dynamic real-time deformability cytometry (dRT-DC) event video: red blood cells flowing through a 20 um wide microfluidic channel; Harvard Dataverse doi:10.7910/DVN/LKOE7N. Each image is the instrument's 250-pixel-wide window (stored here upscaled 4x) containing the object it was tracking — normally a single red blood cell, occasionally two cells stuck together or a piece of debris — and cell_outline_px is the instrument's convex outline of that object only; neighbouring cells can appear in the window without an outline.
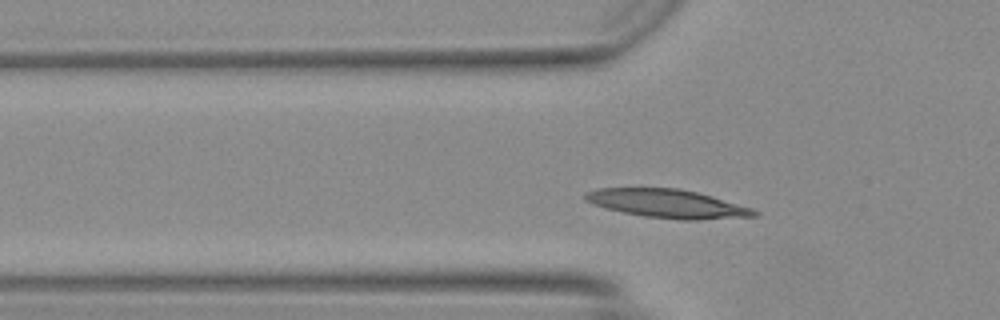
{"species": "Egyptian fruit bat (a non-hibernating species)", "species_latin": "Rousettus aegyptiacus", "temperature_condition": "warm", "stored_images_in_passage": 42, "camera_frame_rate_fps": 3000, "um_per_image_px": 0.085, "animal": {"sex": "female"}, "frame": {"image": 1, "passage_image": 8, "time_ms": 2.333, "image_size_px": [1000, 320], "cell_outline_px": [[760, 216], [700, 220], [680, 220], [644, 216], [604, 208], [592, 204], [584, 200], [584, 192], [596, 188], [680, 188], [712, 196], [752, 208], [760, 212]], "centroid_in_image_um": [56.74, 17.31], "position_along_channel_um": 69.1, "area_um2": 28.32}}
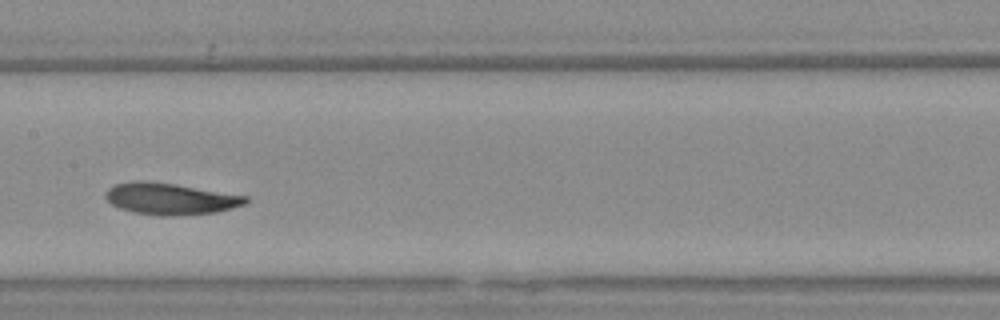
{"frame": {"image": 2, "passage_image": 17, "time_ms": 5.333, "image_size_px": [1000, 320], "cell_outline_px": [[248, 200], [244, 204], [232, 208], [216, 212], [172, 216], [160, 216], [132, 212], [120, 208], [112, 204], [104, 196], [104, 192], [108, 188], [116, 184], [132, 180], [144, 180], [172, 184], [248, 196]], "centroid_in_image_um": [14.42, 16.9], "position_along_channel_um": 193.0, "area_um2": 25.66}}
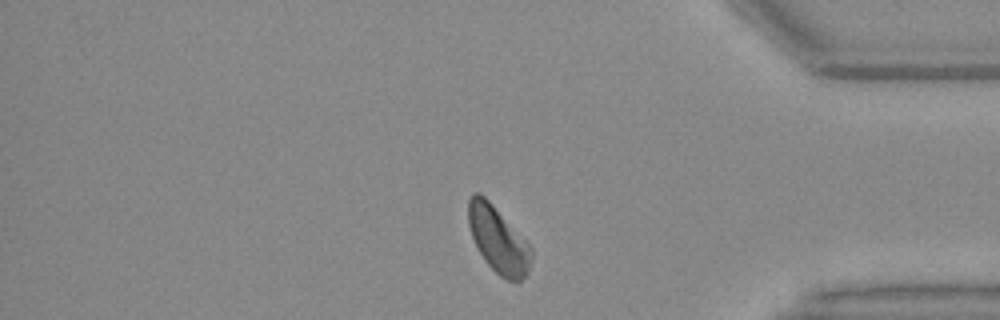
{"frame": {"image": 3, "passage_image": 33, "time_ms": 10.667, "image_size_px": [1000, 320], "cell_outline_px": [[532, 256], [528, 272], [520, 280], [508, 280], [500, 276], [484, 260], [472, 236], [468, 224], [468, 200], [472, 192], [480, 192], [488, 200], [532, 248]], "centroid_in_image_um": [42.32, 20.36], "position_along_channel_um": 392.9, "area_um2": 23.76}, "authors_computed_cell_mechanics": {"area_um2": 25.3164, "velocity_mm_per_s": 4.156, "shape_relaxation_time_tau1_ms": 5.9349, "shape_relaxation_time_tau2_ms": null, "deformation_change_tau1": 0.1707, "deformation_change_tau2": null}}